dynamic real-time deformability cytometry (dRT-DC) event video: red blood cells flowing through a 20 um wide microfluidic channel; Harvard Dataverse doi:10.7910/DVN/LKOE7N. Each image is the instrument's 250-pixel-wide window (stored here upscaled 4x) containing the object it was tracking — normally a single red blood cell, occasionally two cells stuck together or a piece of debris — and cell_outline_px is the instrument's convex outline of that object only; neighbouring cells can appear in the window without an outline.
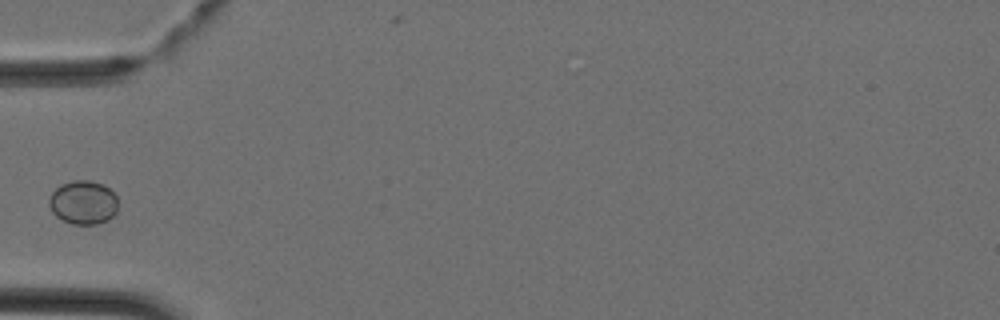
{"species": "Egyptian fruit bat (a non-hibernating species)", "species_latin": "Rousettus aegyptiacus", "temperature_condition": "cold", "stored_images_in_passage": 2, "camera_frame_rate_fps": 3000, "um_per_image_px": 0.085, "animal": {"sex": "female"}, "frame": {"image": 1, "passage_image": 2, "time_ms": 0.333, "image_size_px": [1000, 320], "cell_outline_px": [[116, 212], [108, 220], [96, 224], [72, 224], [56, 216], [52, 212], [48, 204], [48, 200], [52, 192], [60, 184], [72, 180], [88, 180], [104, 184], [116, 196]], "centroid_in_image_um": [7.05, 17.19], "position_along_channel_um": 78.0, "area_um2": 17.57}}